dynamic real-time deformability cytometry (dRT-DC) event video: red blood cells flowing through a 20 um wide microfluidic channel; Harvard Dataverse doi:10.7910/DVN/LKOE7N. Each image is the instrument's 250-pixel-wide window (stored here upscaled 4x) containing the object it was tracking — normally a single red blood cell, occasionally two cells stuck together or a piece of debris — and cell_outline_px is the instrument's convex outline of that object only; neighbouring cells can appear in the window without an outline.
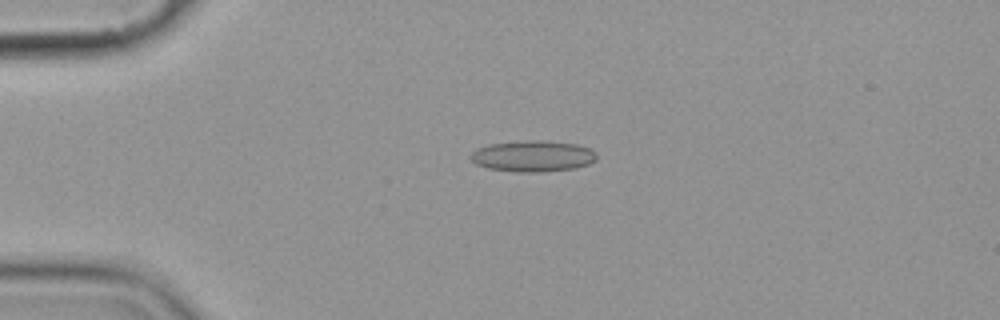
{"species": "common noctule bat (a hibernating species)", "species_latin": "Nyctalus noctula", "temperature_condition": "cold", "stored_images_in_passage": 2, "camera_frame_rate_fps": 3000, "um_per_image_px": 0.085, "animal": {"sex": "female", "body_mass_g": 19.9}, "frame": {"image": 1, "passage_image": 1, "time_ms": 0.0, "image_size_px": [1000, 320], "cell_outline_px": [[596, 160], [588, 164], [576, 168], [540, 172], [520, 172], [488, 168], [476, 164], [468, 156], [476, 148], [488, 144], [524, 140], [540, 140], [576, 144], [592, 148], [596, 152]], "centroid_in_image_um": [45.29, 13.26], "position_along_channel_um": 39.7, "area_um2": 23.06}}
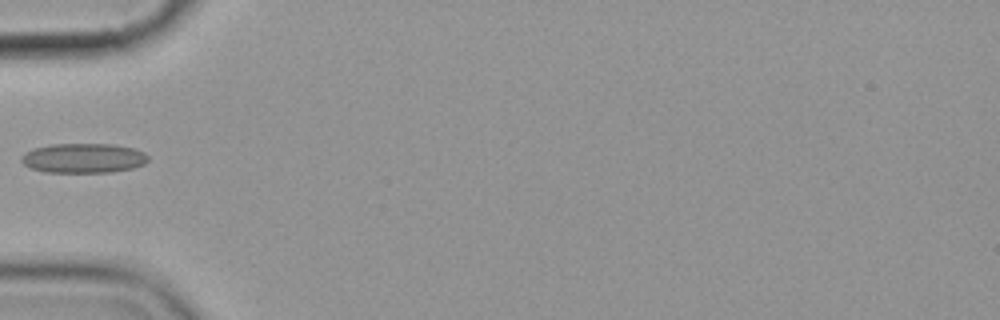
{"frame": {"image": 2, "passage_image": 2, "time_ms": 2.0, "image_size_px": [1000, 320], "cell_outline_px": [[148, 160], [144, 164], [132, 168], [112, 172], [44, 172], [28, 168], [20, 160], [20, 156], [24, 152], [32, 148], [48, 144], [112, 144], [132, 148], [144, 152], [148, 156]], "centroid_in_image_um": [7.03, 13.44], "position_along_channel_um": 78.0, "area_um2": 22.14}}